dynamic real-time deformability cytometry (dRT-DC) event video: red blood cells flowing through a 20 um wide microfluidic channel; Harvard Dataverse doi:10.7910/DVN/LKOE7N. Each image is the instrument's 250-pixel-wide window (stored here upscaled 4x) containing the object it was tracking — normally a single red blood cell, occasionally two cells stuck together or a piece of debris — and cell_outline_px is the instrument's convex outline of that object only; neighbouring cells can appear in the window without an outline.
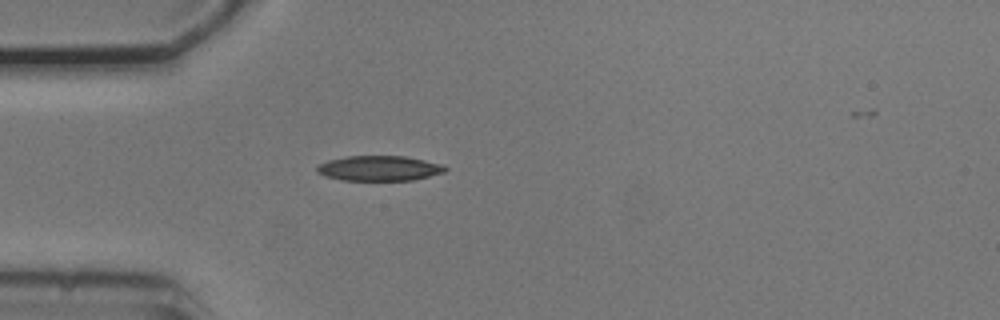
{"species": "common noctule bat (a hibernating species)", "species_latin": "Nyctalus noctula", "temperature_condition": "cold", "stored_images_in_passage": 39, "camera_frame_rate_fps": 3000, "um_per_image_px": 0.085, "animal": {"sex": "male", "body_mass_g": 20.5, "forearm_length_mm": 52.5}, "frame": {"image": 1, "passage_image": 1, "time_ms": 0.0, "image_size_px": [1000, 320], "cell_outline_px": [[448, 168], [444, 172], [412, 180], [340, 180], [324, 176], [316, 172], [316, 168], [320, 164], [328, 160], [348, 156], [404, 156], [444, 164]], "centroid_in_image_um": [32.22, 14.3], "position_along_channel_um": 52.8, "area_um2": 18.73}}
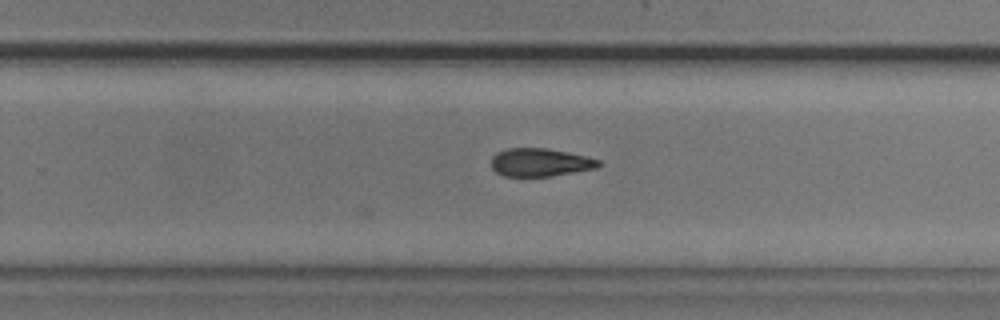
{"frame": {"image": 2, "passage_image": 20, "time_ms": 6.333, "image_size_px": [1000, 320], "cell_outline_px": [[600, 164], [596, 168], [552, 176], [504, 176], [496, 172], [492, 168], [492, 156], [496, 152], [508, 148], [548, 148], [568, 152], [600, 160]], "centroid_in_image_um": [45.89, 13.8], "position_along_channel_um": 283.9, "area_um2": 17.51}}
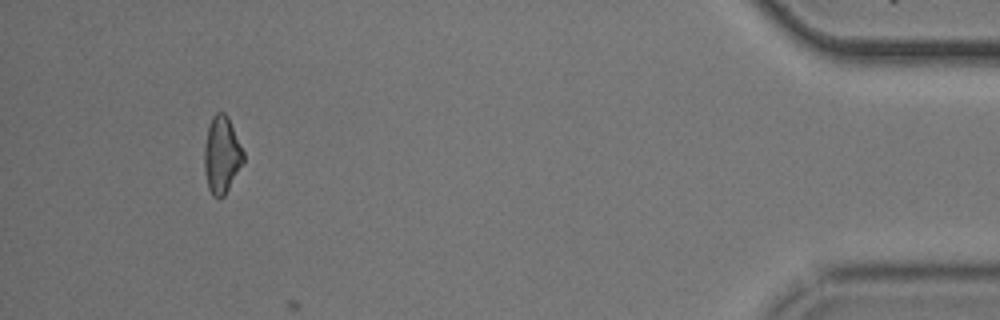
{"frame": {"image": 3, "passage_image": 36, "time_ms": 11.667, "image_size_px": [1000, 320], "cell_outline_px": [[244, 160], [224, 196], [220, 200], [212, 196], [208, 188], [204, 172], [204, 148], [208, 128], [212, 116], [216, 112], [224, 112], [228, 116], [244, 152]], "centroid_in_image_um": [18.83, 13.18], "position_along_channel_um": 416.4, "area_um2": 17.57}}